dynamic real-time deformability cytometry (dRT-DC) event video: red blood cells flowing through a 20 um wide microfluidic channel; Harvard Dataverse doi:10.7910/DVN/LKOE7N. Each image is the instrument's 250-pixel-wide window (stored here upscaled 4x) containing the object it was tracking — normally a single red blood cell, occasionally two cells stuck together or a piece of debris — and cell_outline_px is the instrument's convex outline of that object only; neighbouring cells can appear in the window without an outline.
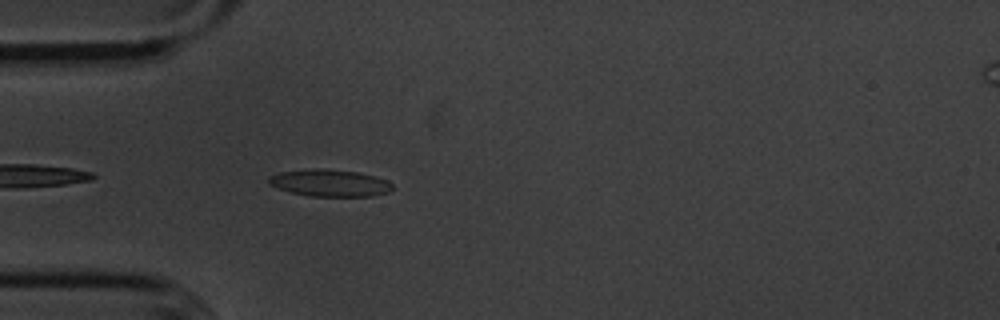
{"species": "common noctule bat (a hibernating species)", "species_latin": "Nyctalus noctula", "temperature_condition": "cold", "stored_images_in_passage": 18, "camera_frame_rate_fps": 3000, "um_per_image_px": 0.085, "animal": {"sex": "male", "body_mass_g": 20.1, "forearm_length_mm": 53.5}, "frame": {"image": 1, "passage_image": 3, "time_ms": 0.667, "image_size_px": [1000, 320], "cell_outline_px": [[392, 188], [388, 192], [372, 196], [312, 196], [292, 192], [268, 184], [268, 176], [280, 172], [312, 168], [320, 168], [356, 172], [376, 176], [388, 180], [392, 184]], "centroid_in_image_um": [28.04, 15.54], "position_along_channel_um": 57.0, "area_um2": 19.36}}
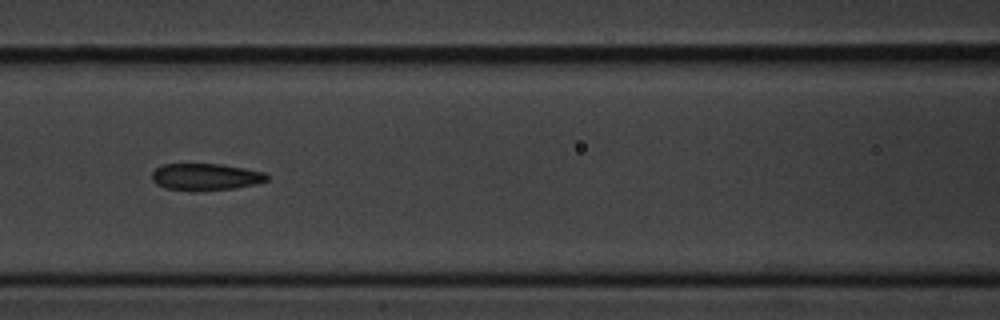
{"frame": {"image": 2, "passage_image": 11, "time_ms": 3.333, "image_size_px": [1000, 320], "cell_outline_px": [[268, 180], [256, 184], [236, 188], [192, 192], [164, 188], [156, 184], [152, 180], [152, 172], [156, 168], [164, 164], [220, 164], [244, 168], [264, 172], [268, 176]], "centroid_in_image_um": [17.45, 15.05], "position_along_channel_um": 149.1, "area_um2": 18.26}}